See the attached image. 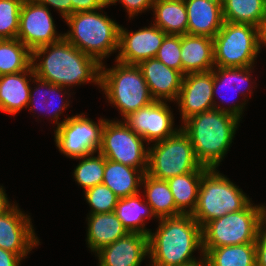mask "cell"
I'll list each match as a JSON object with an SVG mask.
<instances>
[{"instance_id": "1", "label": "cell", "mask_w": 266, "mask_h": 266, "mask_svg": "<svg viewBox=\"0 0 266 266\" xmlns=\"http://www.w3.org/2000/svg\"><path fill=\"white\" fill-rule=\"evenodd\" d=\"M31 66L35 76L61 87L69 88L86 82L100 85L101 64L64 37L33 50Z\"/></svg>"}, {"instance_id": "2", "label": "cell", "mask_w": 266, "mask_h": 266, "mask_svg": "<svg viewBox=\"0 0 266 266\" xmlns=\"http://www.w3.org/2000/svg\"><path fill=\"white\" fill-rule=\"evenodd\" d=\"M157 230L148 235V252L151 266H185L198 261L193 253L201 255L202 227L191 216L182 214L158 219Z\"/></svg>"}, {"instance_id": "3", "label": "cell", "mask_w": 266, "mask_h": 266, "mask_svg": "<svg viewBox=\"0 0 266 266\" xmlns=\"http://www.w3.org/2000/svg\"><path fill=\"white\" fill-rule=\"evenodd\" d=\"M240 120L228 112L212 109L189 117L180 128L189 137L197 161L215 169L229 151Z\"/></svg>"}, {"instance_id": "4", "label": "cell", "mask_w": 266, "mask_h": 266, "mask_svg": "<svg viewBox=\"0 0 266 266\" xmlns=\"http://www.w3.org/2000/svg\"><path fill=\"white\" fill-rule=\"evenodd\" d=\"M69 31L63 37L81 52L102 60L119 47L120 25L107 14L95 11L76 12L65 19Z\"/></svg>"}, {"instance_id": "5", "label": "cell", "mask_w": 266, "mask_h": 266, "mask_svg": "<svg viewBox=\"0 0 266 266\" xmlns=\"http://www.w3.org/2000/svg\"><path fill=\"white\" fill-rule=\"evenodd\" d=\"M112 68L104 63L100 69V87L108 103L119 109L122 117L148 106L155 100L138 65H127L120 62Z\"/></svg>"}, {"instance_id": "6", "label": "cell", "mask_w": 266, "mask_h": 266, "mask_svg": "<svg viewBox=\"0 0 266 266\" xmlns=\"http://www.w3.org/2000/svg\"><path fill=\"white\" fill-rule=\"evenodd\" d=\"M215 168L201 178L197 205L191 216L203 227L207 222L244 209L251 201L246 194Z\"/></svg>"}, {"instance_id": "7", "label": "cell", "mask_w": 266, "mask_h": 266, "mask_svg": "<svg viewBox=\"0 0 266 266\" xmlns=\"http://www.w3.org/2000/svg\"><path fill=\"white\" fill-rule=\"evenodd\" d=\"M263 206L250 202L238 212L207 222L202 227L203 254L211 248L255 243L263 222Z\"/></svg>"}, {"instance_id": "8", "label": "cell", "mask_w": 266, "mask_h": 266, "mask_svg": "<svg viewBox=\"0 0 266 266\" xmlns=\"http://www.w3.org/2000/svg\"><path fill=\"white\" fill-rule=\"evenodd\" d=\"M148 147V168L146 174L157 179L168 180L189 172H206L194 155L189 137L181 128L164 140Z\"/></svg>"}, {"instance_id": "9", "label": "cell", "mask_w": 266, "mask_h": 266, "mask_svg": "<svg viewBox=\"0 0 266 266\" xmlns=\"http://www.w3.org/2000/svg\"><path fill=\"white\" fill-rule=\"evenodd\" d=\"M216 67L253 66L259 50V28L251 24L224 21L213 38Z\"/></svg>"}, {"instance_id": "10", "label": "cell", "mask_w": 266, "mask_h": 266, "mask_svg": "<svg viewBox=\"0 0 266 266\" xmlns=\"http://www.w3.org/2000/svg\"><path fill=\"white\" fill-rule=\"evenodd\" d=\"M143 141L123 121L106 119L99 153L106 159L140 169L145 174L148 168V148L144 147Z\"/></svg>"}, {"instance_id": "11", "label": "cell", "mask_w": 266, "mask_h": 266, "mask_svg": "<svg viewBox=\"0 0 266 266\" xmlns=\"http://www.w3.org/2000/svg\"><path fill=\"white\" fill-rule=\"evenodd\" d=\"M105 121V118H100L98 123H95L85 114L67 117L54 131L57 148L72 159L98 153Z\"/></svg>"}, {"instance_id": "12", "label": "cell", "mask_w": 266, "mask_h": 266, "mask_svg": "<svg viewBox=\"0 0 266 266\" xmlns=\"http://www.w3.org/2000/svg\"><path fill=\"white\" fill-rule=\"evenodd\" d=\"M213 71L189 73L184 75L182 86L177 97L181 120L212 109L228 112L239 119L243 114L246 102L221 107L213 100Z\"/></svg>"}, {"instance_id": "13", "label": "cell", "mask_w": 266, "mask_h": 266, "mask_svg": "<svg viewBox=\"0 0 266 266\" xmlns=\"http://www.w3.org/2000/svg\"><path fill=\"white\" fill-rule=\"evenodd\" d=\"M49 8L36 0H26L21 5L19 39L31 51L57 42L63 38L58 34Z\"/></svg>"}, {"instance_id": "14", "label": "cell", "mask_w": 266, "mask_h": 266, "mask_svg": "<svg viewBox=\"0 0 266 266\" xmlns=\"http://www.w3.org/2000/svg\"><path fill=\"white\" fill-rule=\"evenodd\" d=\"M124 123L149 145L173 136L179 129L174 128V116L166 101H154L148 106L128 114Z\"/></svg>"}, {"instance_id": "15", "label": "cell", "mask_w": 266, "mask_h": 266, "mask_svg": "<svg viewBox=\"0 0 266 266\" xmlns=\"http://www.w3.org/2000/svg\"><path fill=\"white\" fill-rule=\"evenodd\" d=\"M38 243L30 216L24 214L18 205L13 204L0 214V248L17 254L23 260Z\"/></svg>"}, {"instance_id": "16", "label": "cell", "mask_w": 266, "mask_h": 266, "mask_svg": "<svg viewBox=\"0 0 266 266\" xmlns=\"http://www.w3.org/2000/svg\"><path fill=\"white\" fill-rule=\"evenodd\" d=\"M120 25L119 47L115 62L138 65L140 62L156 57L163 39L167 35L156 25L141 28L135 32Z\"/></svg>"}, {"instance_id": "17", "label": "cell", "mask_w": 266, "mask_h": 266, "mask_svg": "<svg viewBox=\"0 0 266 266\" xmlns=\"http://www.w3.org/2000/svg\"><path fill=\"white\" fill-rule=\"evenodd\" d=\"M138 67L155 101L177 100L184 77L180 71L167 67L156 57L140 62Z\"/></svg>"}, {"instance_id": "18", "label": "cell", "mask_w": 266, "mask_h": 266, "mask_svg": "<svg viewBox=\"0 0 266 266\" xmlns=\"http://www.w3.org/2000/svg\"><path fill=\"white\" fill-rule=\"evenodd\" d=\"M99 266H141L149 256L148 236L142 233H128L96 252Z\"/></svg>"}, {"instance_id": "19", "label": "cell", "mask_w": 266, "mask_h": 266, "mask_svg": "<svg viewBox=\"0 0 266 266\" xmlns=\"http://www.w3.org/2000/svg\"><path fill=\"white\" fill-rule=\"evenodd\" d=\"M187 16V34L214 38L224 19L221 0H184Z\"/></svg>"}, {"instance_id": "20", "label": "cell", "mask_w": 266, "mask_h": 266, "mask_svg": "<svg viewBox=\"0 0 266 266\" xmlns=\"http://www.w3.org/2000/svg\"><path fill=\"white\" fill-rule=\"evenodd\" d=\"M182 74L207 72L215 67L213 38L181 35Z\"/></svg>"}, {"instance_id": "21", "label": "cell", "mask_w": 266, "mask_h": 266, "mask_svg": "<svg viewBox=\"0 0 266 266\" xmlns=\"http://www.w3.org/2000/svg\"><path fill=\"white\" fill-rule=\"evenodd\" d=\"M35 76L32 66L15 74L0 75V110L14 115L28 107L30 83Z\"/></svg>"}, {"instance_id": "22", "label": "cell", "mask_w": 266, "mask_h": 266, "mask_svg": "<svg viewBox=\"0 0 266 266\" xmlns=\"http://www.w3.org/2000/svg\"><path fill=\"white\" fill-rule=\"evenodd\" d=\"M86 219V242L94 253L129 233L114 212L87 215Z\"/></svg>"}, {"instance_id": "23", "label": "cell", "mask_w": 266, "mask_h": 266, "mask_svg": "<svg viewBox=\"0 0 266 266\" xmlns=\"http://www.w3.org/2000/svg\"><path fill=\"white\" fill-rule=\"evenodd\" d=\"M144 173L122 163L105 158V170L102 183L109 187L116 196L125 198L140 193L139 187Z\"/></svg>"}, {"instance_id": "24", "label": "cell", "mask_w": 266, "mask_h": 266, "mask_svg": "<svg viewBox=\"0 0 266 266\" xmlns=\"http://www.w3.org/2000/svg\"><path fill=\"white\" fill-rule=\"evenodd\" d=\"M114 213L128 232L142 233L146 236L151 230L145 227V219H157L151 206L146 201L142 202L140 193L118 199Z\"/></svg>"}, {"instance_id": "25", "label": "cell", "mask_w": 266, "mask_h": 266, "mask_svg": "<svg viewBox=\"0 0 266 266\" xmlns=\"http://www.w3.org/2000/svg\"><path fill=\"white\" fill-rule=\"evenodd\" d=\"M153 24L167 35L187 34L188 16L184 0H155Z\"/></svg>"}, {"instance_id": "26", "label": "cell", "mask_w": 266, "mask_h": 266, "mask_svg": "<svg viewBox=\"0 0 266 266\" xmlns=\"http://www.w3.org/2000/svg\"><path fill=\"white\" fill-rule=\"evenodd\" d=\"M141 185H144L146 202L151 206L158 219L182 215L176 204L167 180L157 179L144 174Z\"/></svg>"}, {"instance_id": "27", "label": "cell", "mask_w": 266, "mask_h": 266, "mask_svg": "<svg viewBox=\"0 0 266 266\" xmlns=\"http://www.w3.org/2000/svg\"><path fill=\"white\" fill-rule=\"evenodd\" d=\"M32 82L33 83H36V85L38 84V86L34 87L35 88L34 90L32 88H30L29 103H28L29 110L31 112H33L34 109L35 110L38 109L39 111L42 110L41 112H44V110L46 111V109H48L49 111L47 110L48 112L47 111L46 112L48 113V115H51L53 113L52 114V117H51L53 119H51V120H54L55 119L54 123L58 127L59 125H61L67 119V118H65V119H63V121L58 122L59 115L62 114V111H64L65 109H67V106H70L69 105L70 104L69 101H66L62 97L63 94L66 95L69 92V89L66 92V88L61 87L60 85L52 84V83H50L48 81L42 80V79L38 78L37 76H34L33 77V81ZM40 87L43 89V91H42V89ZM44 89H47V90H44ZM63 90H65V91L62 94V91ZM50 93L53 94V95H50ZM39 94H40V96L42 95L41 96L42 98H40L41 100L35 99L36 98L35 96H37ZM47 94H49L50 96H52V98L57 99V100H59L61 102H58L56 104L55 101H54V99H52L50 96L49 97L46 96ZM57 95H58V98H60V99L56 98ZM63 100H64V102H63ZM59 103L60 104L62 103V105H59Z\"/></svg>"}, {"instance_id": "28", "label": "cell", "mask_w": 266, "mask_h": 266, "mask_svg": "<svg viewBox=\"0 0 266 266\" xmlns=\"http://www.w3.org/2000/svg\"><path fill=\"white\" fill-rule=\"evenodd\" d=\"M224 21L259 28L266 20V0H221Z\"/></svg>"}, {"instance_id": "29", "label": "cell", "mask_w": 266, "mask_h": 266, "mask_svg": "<svg viewBox=\"0 0 266 266\" xmlns=\"http://www.w3.org/2000/svg\"><path fill=\"white\" fill-rule=\"evenodd\" d=\"M205 172H189L167 180L176 208L182 214H192L198 200L202 175Z\"/></svg>"}, {"instance_id": "30", "label": "cell", "mask_w": 266, "mask_h": 266, "mask_svg": "<svg viewBox=\"0 0 266 266\" xmlns=\"http://www.w3.org/2000/svg\"><path fill=\"white\" fill-rule=\"evenodd\" d=\"M204 258L208 266H256L255 243L211 248Z\"/></svg>"}, {"instance_id": "31", "label": "cell", "mask_w": 266, "mask_h": 266, "mask_svg": "<svg viewBox=\"0 0 266 266\" xmlns=\"http://www.w3.org/2000/svg\"><path fill=\"white\" fill-rule=\"evenodd\" d=\"M32 63V51L19 39H0V75L28 70Z\"/></svg>"}, {"instance_id": "32", "label": "cell", "mask_w": 266, "mask_h": 266, "mask_svg": "<svg viewBox=\"0 0 266 266\" xmlns=\"http://www.w3.org/2000/svg\"><path fill=\"white\" fill-rule=\"evenodd\" d=\"M252 68L253 66H249V67H230V68H221V67H214L212 69L213 71V100L215 98V95H216V92H219L221 88H223L225 90L224 87H227L230 89L229 91H236L237 90V93H241L242 95H245L243 96L244 99V102H246V98H247V94H248V91H249V95L252 92V89H250V86L252 88V85L250 84L249 87L247 88H244V90L247 89V94L244 93L243 91H241V86L243 87V84L244 83H247L248 82H251L250 79H251V74L252 73ZM242 84V85H241ZM219 89V90H218ZM239 89V90H238ZM228 91V90H227ZM236 93V92H235ZM222 94L219 96L222 100V103L225 101L227 102V98H222ZM246 97V98H245Z\"/></svg>"}, {"instance_id": "33", "label": "cell", "mask_w": 266, "mask_h": 266, "mask_svg": "<svg viewBox=\"0 0 266 266\" xmlns=\"http://www.w3.org/2000/svg\"><path fill=\"white\" fill-rule=\"evenodd\" d=\"M97 154V156L91 154L86 157L76 158L81 161L76 166L73 177L84 191L98 184H102L105 170V157L99 152Z\"/></svg>"}, {"instance_id": "34", "label": "cell", "mask_w": 266, "mask_h": 266, "mask_svg": "<svg viewBox=\"0 0 266 266\" xmlns=\"http://www.w3.org/2000/svg\"><path fill=\"white\" fill-rule=\"evenodd\" d=\"M22 3L21 0H0V39L17 38Z\"/></svg>"}, {"instance_id": "35", "label": "cell", "mask_w": 266, "mask_h": 266, "mask_svg": "<svg viewBox=\"0 0 266 266\" xmlns=\"http://www.w3.org/2000/svg\"><path fill=\"white\" fill-rule=\"evenodd\" d=\"M84 192L85 200L91 207L89 215L114 212L119 198L109 187L102 183Z\"/></svg>"}, {"instance_id": "36", "label": "cell", "mask_w": 266, "mask_h": 266, "mask_svg": "<svg viewBox=\"0 0 266 266\" xmlns=\"http://www.w3.org/2000/svg\"><path fill=\"white\" fill-rule=\"evenodd\" d=\"M156 58L167 67L182 73L181 35H166L158 50Z\"/></svg>"}, {"instance_id": "37", "label": "cell", "mask_w": 266, "mask_h": 266, "mask_svg": "<svg viewBox=\"0 0 266 266\" xmlns=\"http://www.w3.org/2000/svg\"><path fill=\"white\" fill-rule=\"evenodd\" d=\"M118 1L126 8L129 18H133L147 9L150 10L155 3V0H108V5H115Z\"/></svg>"}, {"instance_id": "38", "label": "cell", "mask_w": 266, "mask_h": 266, "mask_svg": "<svg viewBox=\"0 0 266 266\" xmlns=\"http://www.w3.org/2000/svg\"><path fill=\"white\" fill-rule=\"evenodd\" d=\"M265 224V225H264ZM256 266H266V223H261L255 240Z\"/></svg>"}, {"instance_id": "39", "label": "cell", "mask_w": 266, "mask_h": 266, "mask_svg": "<svg viewBox=\"0 0 266 266\" xmlns=\"http://www.w3.org/2000/svg\"><path fill=\"white\" fill-rule=\"evenodd\" d=\"M72 14L76 12L102 10L108 7V0H71Z\"/></svg>"}, {"instance_id": "40", "label": "cell", "mask_w": 266, "mask_h": 266, "mask_svg": "<svg viewBox=\"0 0 266 266\" xmlns=\"http://www.w3.org/2000/svg\"><path fill=\"white\" fill-rule=\"evenodd\" d=\"M38 3H40L43 6H52L54 9L56 8L62 18L65 20L67 17H69L72 14V2L71 0H36Z\"/></svg>"}, {"instance_id": "41", "label": "cell", "mask_w": 266, "mask_h": 266, "mask_svg": "<svg viewBox=\"0 0 266 266\" xmlns=\"http://www.w3.org/2000/svg\"><path fill=\"white\" fill-rule=\"evenodd\" d=\"M21 260L17 254L0 248V266H19Z\"/></svg>"}, {"instance_id": "42", "label": "cell", "mask_w": 266, "mask_h": 266, "mask_svg": "<svg viewBox=\"0 0 266 266\" xmlns=\"http://www.w3.org/2000/svg\"><path fill=\"white\" fill-rule=\"evenodd\" d=\"M12 206L13 205L9 202L3 186H0V214L8 211Z\"/></svg>"}, {"instance_id": "43", "label": "cell", "mask_w": 266, "mask_h": 266, "mask_svg": "<svg viewBox=\"0 0 266 266\" xmlns=\"http://www.w3.org/2000/svg\"><path fill=\"white\" fill-rule=\"evenodd\" d=\"M263 44L266 46V20L259 26V50Z\"/></svg>"}, {"instance_id": "44", "label": "cell", "mask_w": 266, "mask_h": 266, "mask_svg": "<svg viewBox=\"0 0 266 266\" xmlns=\"http://www.w3.org/2000/svg\"><path fill=\"white\" fill-rule=\"evenodd\" d=\"M200 256L201 257L198 259V261L185 265V266H208L206 259L204 258V255L200 254Z\"/></svg>"}, {"instance_id": "45", "label": "cell", "mask_w": 266, "mask_h": 266, "mask_svg": "<svg viewBox=\"0 0 266 266\" xmlns=\"http://www.w3.org/2000/svg\"><path fill=\"white\" fill-rule=\"evenodd\" d=\"M263 221L266 223V206H263Z\"/></svg>"}]
</instances>
